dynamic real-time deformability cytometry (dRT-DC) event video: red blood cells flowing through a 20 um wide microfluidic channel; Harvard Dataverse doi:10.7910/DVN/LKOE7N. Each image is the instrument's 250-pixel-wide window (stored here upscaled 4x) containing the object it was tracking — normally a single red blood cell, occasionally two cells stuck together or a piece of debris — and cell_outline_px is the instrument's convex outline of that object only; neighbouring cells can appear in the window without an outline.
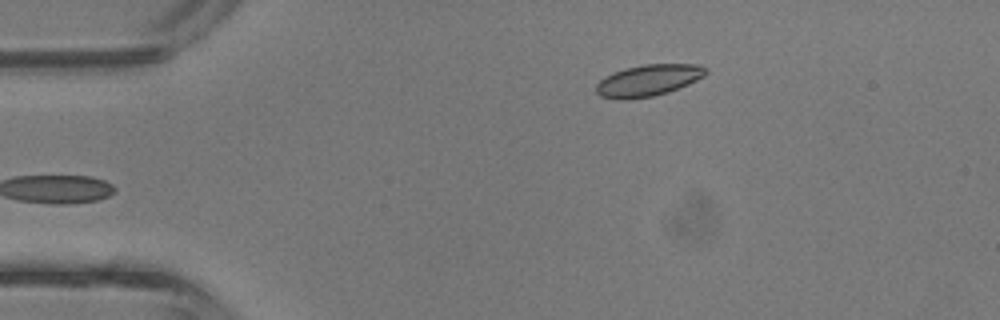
{"species": "common noctule bat (a hibernating species)", "species_latin": "Nyctalus noctula", "temperature_condition": "room temperature", "stored_images_in_passage": 3, "camera_frame_rate_fps": 3000, "um_per_image_px": 0.085, "animal": {"sex": "male", "body_mass_g": 13.3}, "frame": {"image": 1, "passage_image": 3, "time_ms": 0.667, "image_size_px": [1000, 320], "cell_outline_px": [[708, 72], [704, 76], [688, 84], [668, 92], [652, 96], [628, 100], [616, 100], [600, 96], [596, 92], [596, 84], [604, 76], [624, 68], [644, 64], [696, 64], [708, 68]], "centroid_in_image_um": [55.08, 6.84], "position_along_channel_um": 29.9, "area_um2": 20.35}}